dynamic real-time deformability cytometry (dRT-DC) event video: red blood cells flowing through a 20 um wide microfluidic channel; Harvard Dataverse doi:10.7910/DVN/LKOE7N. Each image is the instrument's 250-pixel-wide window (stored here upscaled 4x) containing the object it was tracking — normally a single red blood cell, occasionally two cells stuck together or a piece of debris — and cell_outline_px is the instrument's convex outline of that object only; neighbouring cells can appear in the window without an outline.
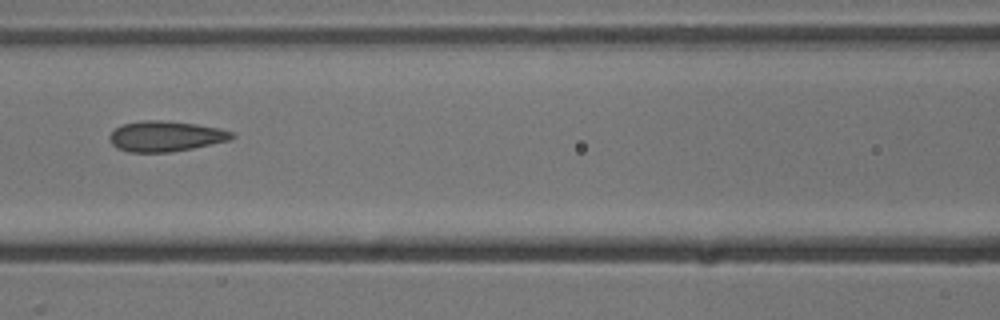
{"species": "common noctule bat (a hibernating species)", "species_latin": "Nyctalus noctula", "temperature_condition": "cold", "stored_images_in_passage": 8, "segment_of_instrument_passage": [1, 2], "camera_frame_rate_fps": 3000, "um_per_image_px": 0.085, "animal": {"sex": "male", "body_mass_g": 13.3}, "frame": {"image": 1, "passage_image": 7, "time_ms": 7.0, "image_size_px": [1000, 320], "cell_outline_px": [[236, 136], [228, 140], [192, 148], [172, 152], [128, 152], [116, 148], [112, 144], [108, 136], [116, 128], [124, 124], [140, 120], [160, 120], [196, 124], [220, 128], [232, 132]], "centroid_in_image_um": [14.05, 11.58], "position_along_channel_um": 152.5, "area_um2": 21.62}}